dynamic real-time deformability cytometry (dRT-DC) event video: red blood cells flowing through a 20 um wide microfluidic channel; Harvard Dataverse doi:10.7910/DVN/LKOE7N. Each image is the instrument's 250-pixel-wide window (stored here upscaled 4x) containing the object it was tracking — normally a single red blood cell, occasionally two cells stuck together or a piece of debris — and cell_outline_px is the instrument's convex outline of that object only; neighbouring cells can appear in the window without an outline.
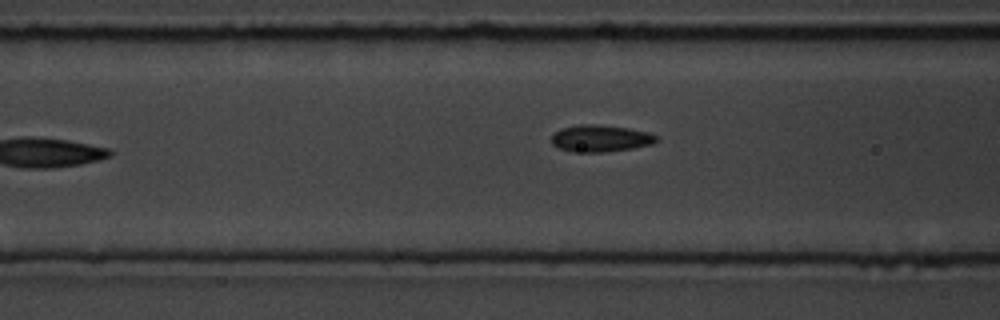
{"species": "common noctule bat (a hibernating species)", "species_latin": "Nyctalus noctula", "temperature_condition": "room temperature", "stored_images_in_passage": 12, "camera_frame_rate_fps": 3000, "um_per_image_px": 0.085, "animal": {"sex": "male", "body_mass_g": 19.5, "forearm_length_mm": 54.6}, "frame": {"image": 1, "passage_image": 7, "time_ms": 7.667, "image_size_px": [1000, 320], "cell_outline_px": [[656, 140], [652, 144], [632, 148], [604, 152], [572, 152], [560, 148], [552, 144], [552, 132], [564, 128], [580, 124], [596, 124], [628, 128], [648, 132], [656, 136]], "centroid_in_image_um": [51.0, 11.76], "position_along_channel_um": 115.6, "area_um2": 16.3}}
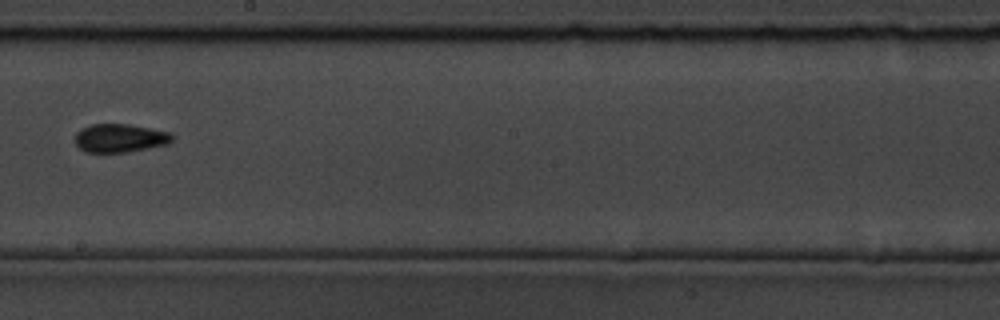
{"frame": {"image": 2, "passage_image": 10, "time_ms": 11.0, "image_size_px": [1000, 320], "cell_outline_px": [[176, 136], [168, 144], [128, 152], [84, 152], [72, 140], [76, 132], [80, 128], [92, 124], [128, 124], [172, 132]], "centroid_in_image_um": [10.18, 11.73], "position_along_channel_um": 238.0, "area_um2": 16.42}}
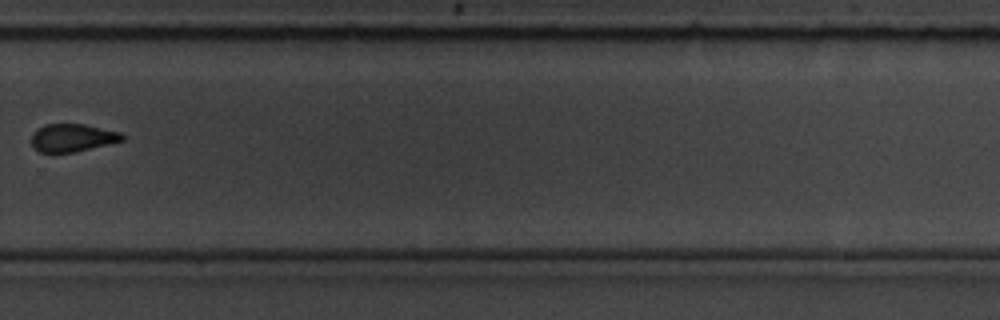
{"frame": {"image": 3, "passage_image": 12, "time_ms": 13.333, "image_size_px": [1000, 320], "cell_outline_px": [[124, 140], [76, 152], [40, 152], [32, 144], [32, 132], [36, 128], [44, 124], [84, 124], [120, 132], [124, 136]], "centroid_in_image_um": [6.14, 11.7], "position_along_channel_um": 323.7, "area_um2": 14.68}}